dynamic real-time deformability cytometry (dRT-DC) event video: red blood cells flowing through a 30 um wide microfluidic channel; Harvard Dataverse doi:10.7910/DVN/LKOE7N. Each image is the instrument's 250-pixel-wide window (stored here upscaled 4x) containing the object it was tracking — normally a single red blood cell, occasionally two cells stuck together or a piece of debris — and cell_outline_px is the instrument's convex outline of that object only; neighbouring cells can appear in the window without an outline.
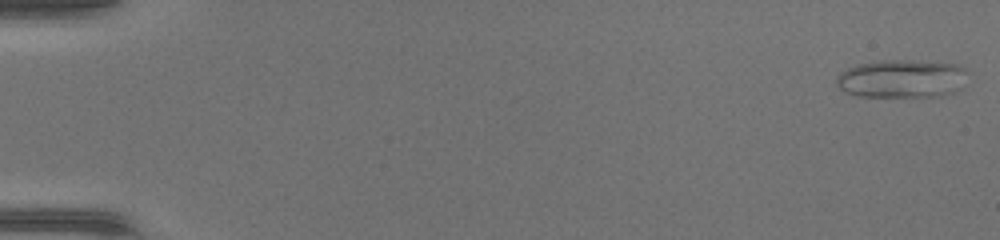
{"species": "common noctule bat (a hibernating species)", "species_latin": "Nyctalus noctula", "temperature_condition": "warm", "stored_images_in_passage": 48, "camera_frame_rate_fps": 3000, "um_per_image_px": 0.085, "animal": {"sex": "female", "body_mass_g": 17.0, "forearm_length_mm": 48.0}, "frame": {"image": 1, "passage_image": 1, "time_ms": 0.0, "image_size_px": [1000, 240], "cell_outline_px": [[972, 72], [952, 92], [944, 96], [856, 96], [844, 92], [836, 84], [836, 76], [840, 72], [856, 64], [880, 60], [912, 60], [956, 64]], "centroid_in_image_um": [76.62, 6.67], "position_along_channel_um": 8.4, "area_um2": 29.36}}
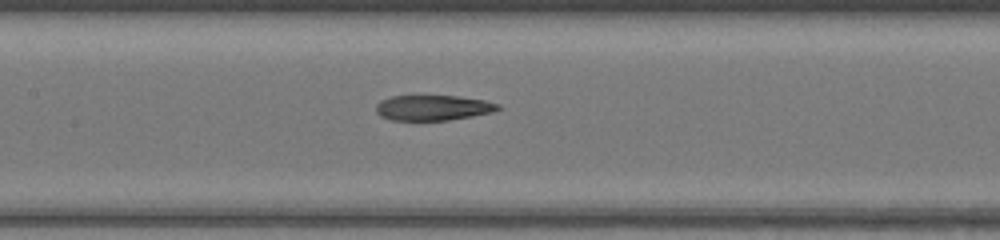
{"frame": {"image": 2, "passage_image": 24, "time_ms": 7.667, "image_size_px": [1000, 240], "cell_outline_px": [[504, 108], [492, 112], [472, 116], [448, 120], [392, 120], [380, 116], [376, 112], [376, 104], [380, 100], [392, 96], [460, 96], [484, 100], [500, 104]], "centroid_in_image_um": [36.82, 9.15], "position_along_channel_um": 170.6, "area_um2": 18.09}}
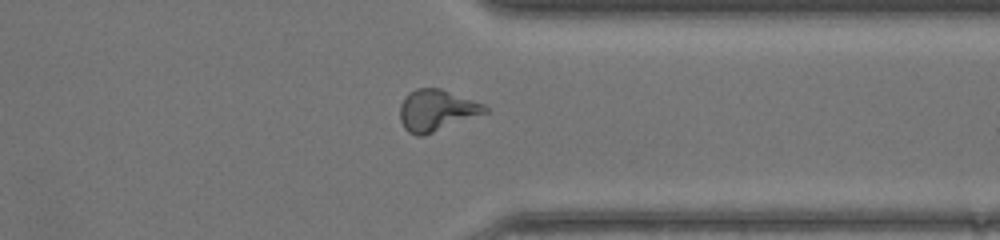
{"frame": {"image": 3, "passage_image": 38, "time_ms": 12.333, "image_size_px": [1000, 240], "cell_outline_px": [[488, 112], [424, 136], [416, 136], [408, 132], [404, 128], [400, 120], [400, 104], [404, 96], [408, 92], [416, 88], [440, 88], [484, 104], [488, 108]], "centroid_in_image_um": [37.07, 9.38], "position_along_channel_um": 374.3, "area_um2": 20.63}, "authors_computed_cell_mechanics": {"area_um2": 19.8543, "velocity_mm_per_s": 4.3918, "shape_relaxation_time_tau1_ms": null, "shape_relaxation_time_tau2_ms": 2.2611, "deformation_change_tau1": null, "deformation_change_tau2": 0.1102}}